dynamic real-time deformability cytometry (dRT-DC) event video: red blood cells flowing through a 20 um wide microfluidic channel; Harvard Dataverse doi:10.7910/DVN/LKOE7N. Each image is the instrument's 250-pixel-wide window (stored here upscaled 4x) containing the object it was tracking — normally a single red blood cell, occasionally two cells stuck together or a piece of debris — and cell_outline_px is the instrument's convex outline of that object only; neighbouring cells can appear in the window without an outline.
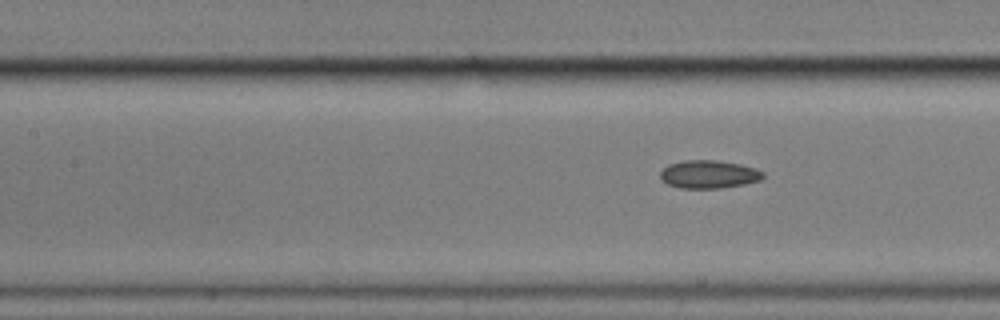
{"species": "common noctule bat (a hibernating species)", "species_latin": "Nyctalus noctula", "temperature_condition": "cold", "stored_images_in_passage": 6, "camera_frame_rate_fps": 3000, "um_per_image_px": 0.085, "animal": {"sex": "male", "body_mass_g": 17.9}, "frame": {"image": 1, "passage_image": 6, "time_ms": 6.0, "image_size_px": [1000, 320], "cell_outline_px": [[764, 176], [760, 180], [744, 184], [720, 188], [680, 188], [668, 184], [660, 180], [660, 172], [668, 164], [684, 160], [716, 160], [740, 164], [756, 168], [764, 172]], "centroid_in_image_um": [60.24, 14.81], "position_along_channel_um": 147.2, "area_um2": 16.88}}